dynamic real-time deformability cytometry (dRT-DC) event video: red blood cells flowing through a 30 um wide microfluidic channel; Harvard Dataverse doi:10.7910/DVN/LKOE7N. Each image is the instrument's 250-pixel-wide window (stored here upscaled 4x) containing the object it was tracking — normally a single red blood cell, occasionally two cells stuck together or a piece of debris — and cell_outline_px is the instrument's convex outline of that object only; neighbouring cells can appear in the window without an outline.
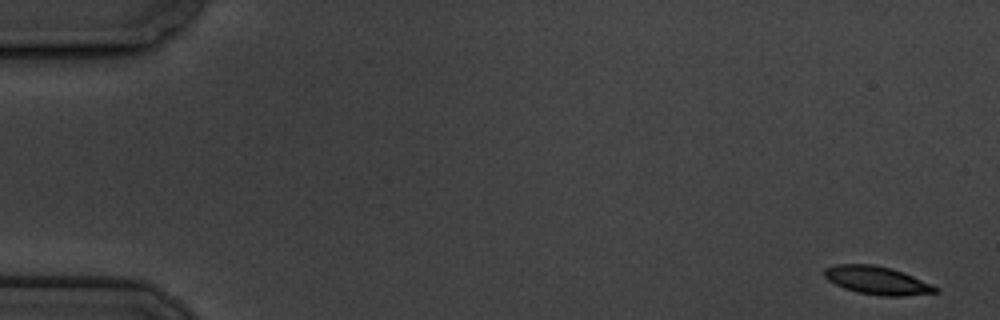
{"species": "common noctule bat (a hibernating species)", "species_latin": "Nyctalus noctula", "temperature_condition": "cold", "stored_images_in_passage": 6, "segment_of_instrument_passage": [1, 2], "camera_frame_rate_fps": 3000, "um_per_image_px": 0.085, "animal": {"sex": "male", "body_mass_g": 19.5, "forearm_length_mm": 54.6}, "frame": {"image": 1, "passage_image": 1, "time_ms": 0.0, "image_size_px": [1000, 320], "cell_outline_px": [[940, 292], [904, 296], [880, 296], [856, 292], [844, 288], [828, 280], [824, 276], [824, 268], [836, 264], [872, 264], [892, 268], [904, 272], [932, 284], [940, 288]], "centroid_in_image_um": [74.59, 23.83], "position_along_channel_um": 10.4, "area_um2": 18.44}}